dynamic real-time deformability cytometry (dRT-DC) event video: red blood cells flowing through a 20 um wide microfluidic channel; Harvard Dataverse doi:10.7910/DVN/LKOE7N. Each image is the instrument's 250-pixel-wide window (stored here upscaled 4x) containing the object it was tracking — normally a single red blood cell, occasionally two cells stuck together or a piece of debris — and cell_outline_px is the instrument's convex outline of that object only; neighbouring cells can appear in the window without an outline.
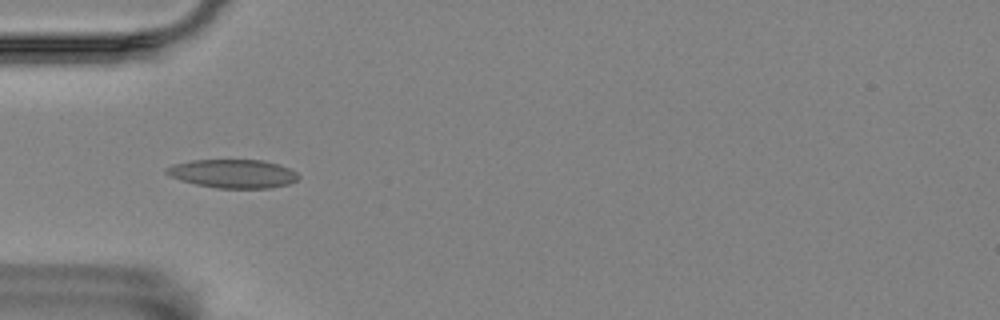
{"species": "Egyptian fruit bat (a non-hibernating species)", "species_latin": "Rousettus aegyptiacus", "temperature_condition": "room temperature", "stored_images_in_passage": 35, "camera_frame_rate_fps": 3000, "um_per_image_px": 0.085, "animal": {"sex": "female"}, "frame": {"image": 1, "passage_image": 4, "time_ms": 1.0, "image_size_px": [1000, 320], "cell_outline_px": [[300, 176], [296, 180], [288, 184], [272, 188], [216, 188], [196, 184], [180, 180], [164, 172], [164, 168], [172, 164], [192, 160], [264, 160], [280, 164], [296, 172]], "centroid_in_image_um": [19.8, 14.75], "position_along_channel_um": 65.2, "area_um2": 22.08}}
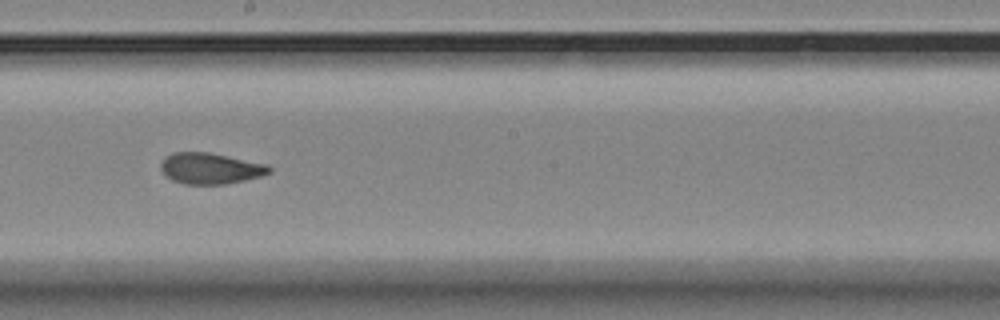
{"frame": {"image": 2, "passage_image": 18, "time_ms": 5.667, "image_size_px": [1000, 320], "cell_outline_px": [[272, 172], [260, 176], [244, 180], [224, 184], [184, 184], [172, 180], [160, 168], [160, 164], [164, 156], [172, 152], [208, 152], [268, 164], [272, 168]], "centroid_in_image_um": [17.88, 14.3], "position_along_channel_um": 230.3, "area_um2": 19.65}}
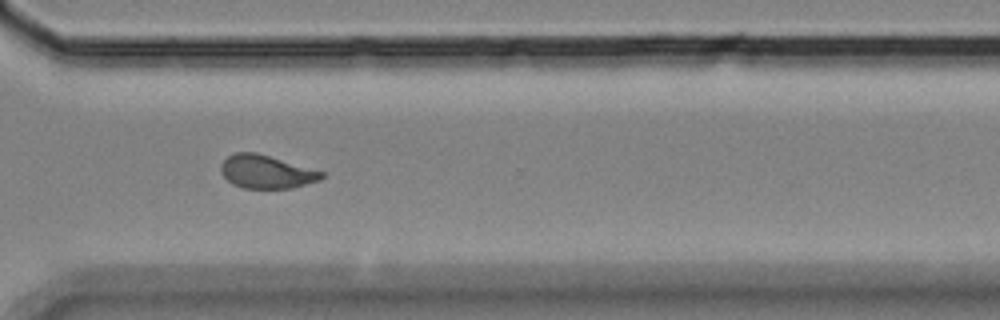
{"frame": {"image": 3, "passage_image": 28, "time_ms": 9.0, "image_size_px": [1000, 320], "cell_outline_px": [[324, 176], [320, 180], [292, 188], [244, 188], [232, 184], [220, 172], [220, 164], [228, 156], [236, 152], [256, 152], [324, 172]], "centroid_in_image_um": [22.61, 14.6], "position_along_channel_um": 348.0, "area_um2": 19.42}, "authors_computed_cell_mechanics": {"area_um2": 19.8832, "velocity_mm_per_s": 3.5267, "shape_relaxation_time_tau1_ms": 10.3791, "shape_relaxation_time_tau2_ms": 2.0318, "deformation_change_tau1": 0.2004, "deformation_change_tau2": 0.0875}}